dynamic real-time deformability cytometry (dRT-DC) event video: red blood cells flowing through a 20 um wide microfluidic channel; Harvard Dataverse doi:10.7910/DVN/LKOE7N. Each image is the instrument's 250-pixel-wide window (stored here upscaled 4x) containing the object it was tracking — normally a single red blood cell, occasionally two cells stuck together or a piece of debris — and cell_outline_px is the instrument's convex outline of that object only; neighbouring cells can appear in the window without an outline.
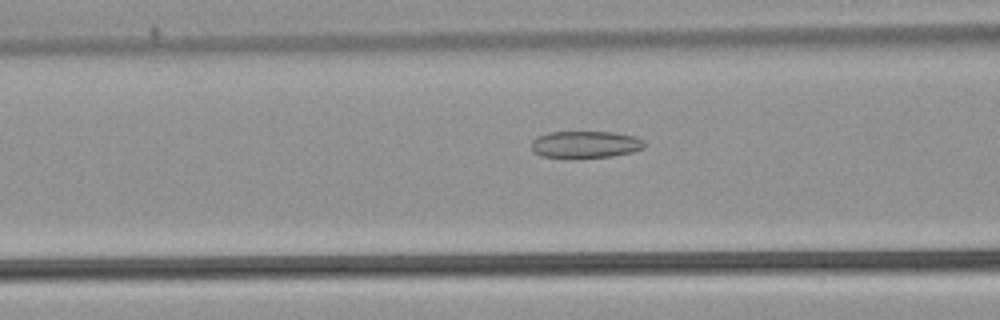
{"species": "common noctule bat (a hibernating species)", "species_latin": "Nyctalus noctula", "temperature_condition": "warm", "stored_images_in_passage": 35, "camera_frame_rate_fps": 3000, "um_per_image_px": 0.085, "animal": {"sex": "male", "body_mass_g": 21.5, "forearm_length_mm": 52.0}, "frame": {"image": 1, "passage_image": 14, "time_ms": 4.333, "image_size_px": [1000, 320], "cell_outline_px": [[644, 148], [632, 152], [612, 156], [580, 160], [568, 160], [540, 156], [532, 152], [532, 140], [536, 136], [548, 132], [612, 132], [636, 136], [644, 140]], "centroid_in_image_um": [49.7, 12.32], "position_along_channel_um": 116.9, "area_um2": 18.67}}
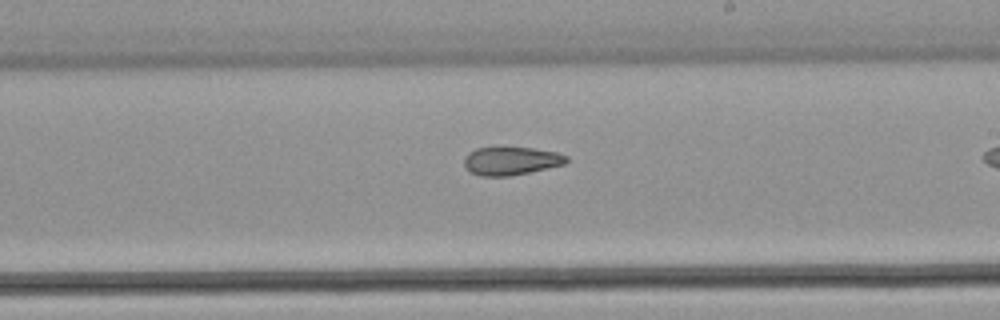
{"frame": {"image": 2, "passage_image": 24, "time_ms": 7.667, "image_size_px": [1000, 320], "cell_outline_px": [[568, 160], [564, 164], [528, 172], [508, 176], [480, 176], [468, 172], [464, 164], [464, 156], [468, 152], [476, 148], [532, 148], [556, 152], [568, 156]], "centroid_in_image_um": [43.39, 13.68], "position_along_channel_um": 245.6, "area_um2": 16.7}}
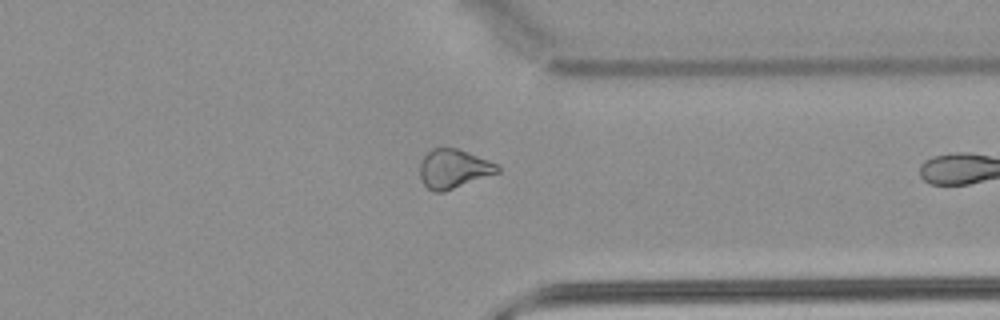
{"frame": {"image": 3, "passage_image": 34, "time_ms": 11.0, "image_size_px": [1000, 320], "cell_outline_px": [[500, 172], [444, 192], [432, 192], [424, 184], [420, 176], [420, 160], [432, 148], [456, 148], [468, 152], [488, 160], [496, 164], [500, 168]], "centroid_in_image_um": [38.54, 14.35], "position_along_channel_um": 372.9, "area_um2": 17.63}}